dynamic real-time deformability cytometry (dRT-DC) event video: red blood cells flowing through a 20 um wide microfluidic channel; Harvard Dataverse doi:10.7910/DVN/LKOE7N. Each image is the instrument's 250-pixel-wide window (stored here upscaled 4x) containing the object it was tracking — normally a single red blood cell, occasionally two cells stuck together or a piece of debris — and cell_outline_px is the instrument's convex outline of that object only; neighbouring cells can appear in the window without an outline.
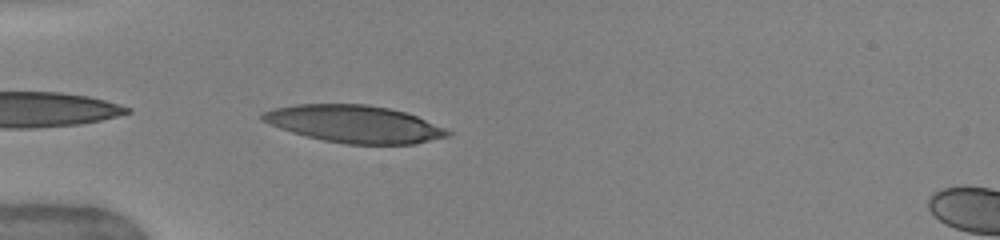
{"species": "human", "species_latin": "Homo sapiens", "temperature_condition": "warm", "stored_images_in_passage": 4, "camera_frame_rate_fps": 3000, "um_per_image_px": 0.085, "donor": {"sex": "female"}, "frame": {"image": 1, "passage_image": 2, "time_ms": 0.333, "image_size_px": [1000, 240], "cell_outline_px": [[456, 132], [448, 136], [416, 144], [348, 144], [324, 140], [292, 132], [268, 124], [260, 120], [260, 116], [264, 112], [272, 108], [296, 104], [368, 104], [388, 108], [404, 112], [416, 116]], "centroid_in_image_um": [30.13, 10.53], "position_along_channel_um": 54.9, "area_um2": 40.29}}